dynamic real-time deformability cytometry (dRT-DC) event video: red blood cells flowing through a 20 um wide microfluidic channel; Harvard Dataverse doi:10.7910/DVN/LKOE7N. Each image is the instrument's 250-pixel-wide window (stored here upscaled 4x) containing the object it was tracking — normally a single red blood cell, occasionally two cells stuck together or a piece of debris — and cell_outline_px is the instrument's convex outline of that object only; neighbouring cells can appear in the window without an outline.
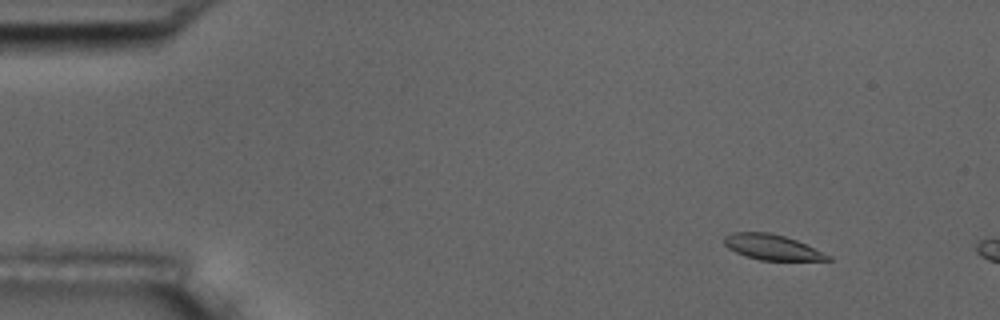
{"species": "common noctule bat (a hibernating species)", "species_latin": "Nyctalus noctula", "temperature_condition": "room temperature", "stored_images_in_passage": 6, "camera_frame_rate_fps": 3000, "um_per_image_px": 0.085, "animal": {"sex": "male", "body_mass_g": 17.5, "forearm_length_mm": 52.3}, "frame": {"image": 1, "passage_image": 2, "time_ms": 1.0, "image_size_px": [1000, 320], "cell_outline_px": [[832, 260], [760, 260], [744, 256], [728, 248], [724, 244], [724, 236], [732, 232], [768, 232], [784, 236], [796, 240], [832, 256]], "centroid_in_image_um": [65.6, 21.01], "position_along_channel_um": 19.4, "area_um2": 15.26}}
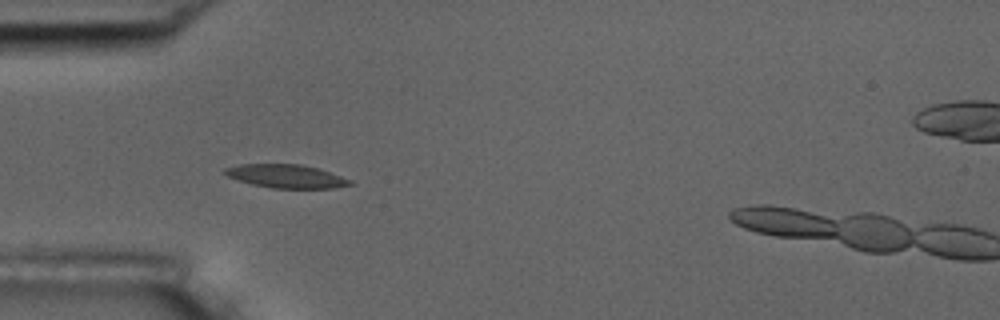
{"frame": {"image": 2, "passage_image": 5, "time_ms": 4.667, "image_size_px": [1000, 320], "cell_outline_px": [[356, 184], [332, 188], [272, 188], [252, 184], [228, 176], [224, 172], [224, 168], [240, 164], [300, 164], [316, 168], [352, 180]], "centroid_in_image_um": [24.34, 14.98], "position_along_channel_um": 60.7, "area_um2": 16.88}}